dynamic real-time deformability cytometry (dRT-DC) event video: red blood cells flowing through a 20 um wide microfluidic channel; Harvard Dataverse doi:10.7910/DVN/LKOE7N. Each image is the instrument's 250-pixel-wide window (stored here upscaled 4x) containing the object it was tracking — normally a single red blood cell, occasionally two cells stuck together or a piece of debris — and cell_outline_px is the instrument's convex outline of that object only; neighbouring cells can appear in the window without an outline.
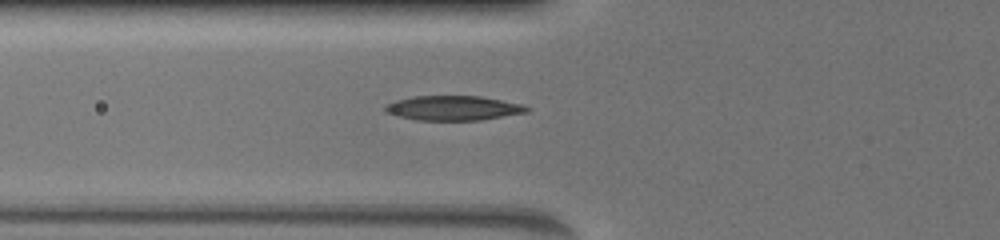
{"species": "common noctule bat (a hibernating species)", "species_latin": "Nyctalus noctula", "temperature_condition": "warm", "stored_images_in_passage": 18, "camera_frame_rate_fps": 3000, "um_per_image_px": 0.085, "animal": {"sex": "female", "body_mass_g": 19.5, "forearm_length_mm": 54.1}, "frame": {"image": 1, "passage_image": 3, "time_ms": 2.0, "image_size_px": [1000, 240], "cell_outline_px": [[532, 108], [528, 112], [480, 120], [416, 120], [384, 112], [384, 108], [388, 104], [396, 100], [412, 96], [480, 96], [524, 104]], "centroid_in_image_um": [38.57, 9.18], "position_along_channel_um": 87.2, "area_um2": 20.35}}
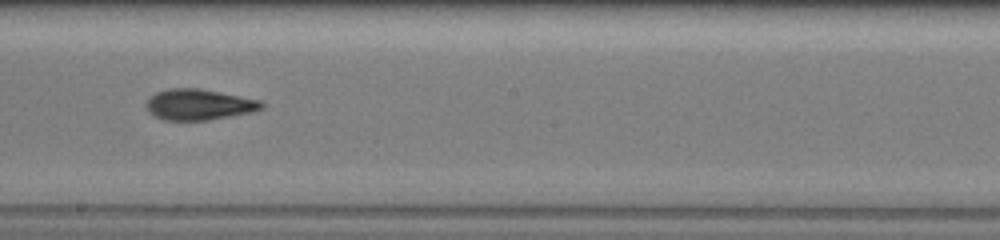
{"frame": {"image": 2, "passage_image": 9, "time_ms": 5.667, "image_size_px": [1000, 240], "cell_outline_px": [[264, 108], [252, 112], [208, 120], [164, 120], [156, 116], [144, 104], [156, 92], [172, 88], [200, 88], [260, 100], [264, 104]], "centroid_in_image_um": [16.94, 8.88], "position_along_channel_um": 231.3, "area_um2": 20.52}}
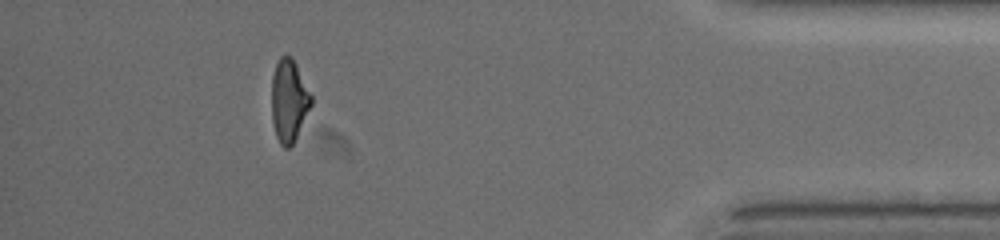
{"frame": {"image": 3, "passage_image": 15, "time_ms": 11.333, "image_size_px": [1000, 240], "cell_outline_px": [[312, 104], [292, 144], [288, 148], [284, 148], [280, 144], [276, 136], [272, 124], [272, 76], [276, 64], [280, 56], [292, 56], [312, 96]], "centroid_in_image_um": [24.55, 8.55], "position_along_channel_um": 410.7, "area_um2": 18.84}}